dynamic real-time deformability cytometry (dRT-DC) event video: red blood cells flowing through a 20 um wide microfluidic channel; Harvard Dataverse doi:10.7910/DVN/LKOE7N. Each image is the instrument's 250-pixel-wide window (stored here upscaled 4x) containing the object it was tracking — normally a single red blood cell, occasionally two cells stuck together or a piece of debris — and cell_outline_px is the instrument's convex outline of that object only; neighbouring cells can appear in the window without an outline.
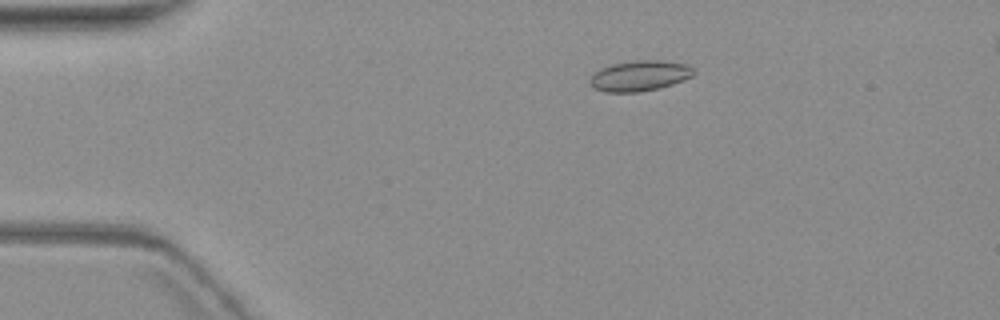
{"species": "common noctule bat (a hibernating species)", "species_latin": "Nyctalus noctula", "temperature_condition": "warm", "stored_images_in_passage": 6, "camera_frame_rate_fps": 3000, "um_per_image_px": 0.085, "animal": {"sex": "female", "body_mass_g": 19.3, "forearm_length_mm": 54.1}, "frame": {"image": 1, "passage_image": 2, "time_ms": 1.333, "image_size_px": [1000, 320], "cell_outline_px": [[696, 72], [692, 76], [684, 80], [660, 88], [640, 92], [604, 92], [592, 88], [588, 84], [588, 80], [600, 68], [612, 64], [636, 60], [664, 60], [684, 64], [692, 68]], "centroid_in_image_um": [54.34, 6.45], "position_along_channel_um": 30.7, "area_um2": 18.61}}
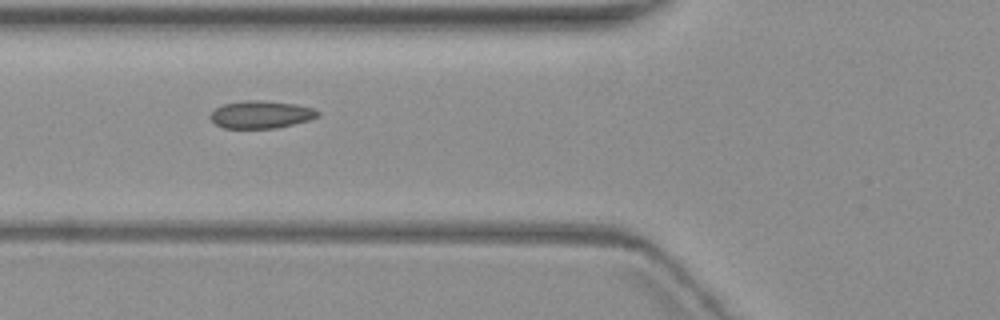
{"frame": {"image": 2, "passage_image": 5, "time_ms": 5.0, "image_size_px": [1000, 320], "cell_outline_px": [[320, 116], [308, 120], [276, 128], [224, 128], [216, 124], [212, 120], [212, 112], [216, 108], [224, 104], [244, 100], [260, 100], [296, 104], [312, 108], [320, 112]], "centroid_in_image_um": [22.21, 9.73], "position_along_channel_um": 103.6, "area_um2": 17.05}}
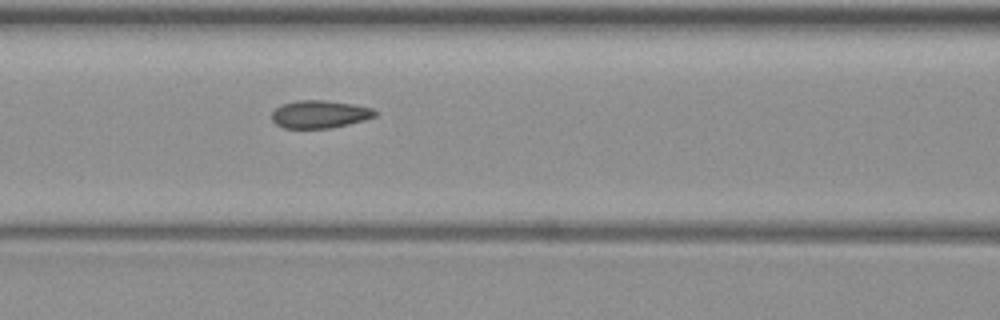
{"frame": {"image": 3, "passage_image": 6, "time_ms": 6.0, "image_size_px": [1000, 320], "cell_outline_px": [[376, 116], [364, 120], [332, 128], [284, 128], [276, 124], [272, 120], [272, 112], [280, 104], [300, 100], [324, 100], [352, 104], [372, 108], [376, 112]], "centroid_in_image_um": [27.15, 9.71], "position_along_channel_um": 139.4, "area_um2": 16.65}}